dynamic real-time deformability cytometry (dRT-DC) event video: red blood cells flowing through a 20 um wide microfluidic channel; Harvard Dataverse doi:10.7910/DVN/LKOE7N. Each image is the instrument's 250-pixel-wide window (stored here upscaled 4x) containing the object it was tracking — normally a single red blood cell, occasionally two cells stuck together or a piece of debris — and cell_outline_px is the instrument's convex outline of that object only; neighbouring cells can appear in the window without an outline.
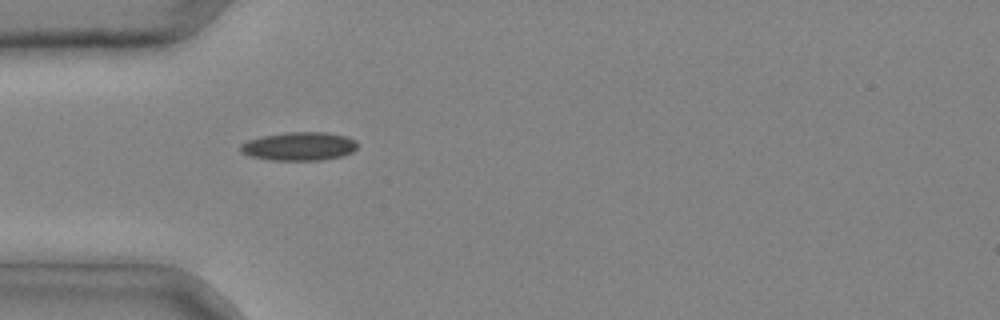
{"species": "common noctule bat (a hibernating species)", "species_latin": "Nyctalus noctula", "temperature_condition": "cold", "stored_images_in_passage": 1, "camera_frame_rate_fps": 3000, "um_per_image_px": 0.085, "animal": {"sex": "male", "body_mass_g": 20.4}, "frame": {"image": 1, "passage_image": 1, "time_ms": 0.0, "image_size_px": [1000, 320], "cell_outline_px": [[356, 148], [352, 152], [340, 156], [320, 160], [268, 160], [248, 156], [240, 152], [240, 144], [248, 140], [264, 136], [288, 132], [328, 132], [348, 136], [356, 140]], "centroid_in_image_um": [25.41, 12.43], "position_along_channel_um": 59.6, "area_um2": 19.48}}